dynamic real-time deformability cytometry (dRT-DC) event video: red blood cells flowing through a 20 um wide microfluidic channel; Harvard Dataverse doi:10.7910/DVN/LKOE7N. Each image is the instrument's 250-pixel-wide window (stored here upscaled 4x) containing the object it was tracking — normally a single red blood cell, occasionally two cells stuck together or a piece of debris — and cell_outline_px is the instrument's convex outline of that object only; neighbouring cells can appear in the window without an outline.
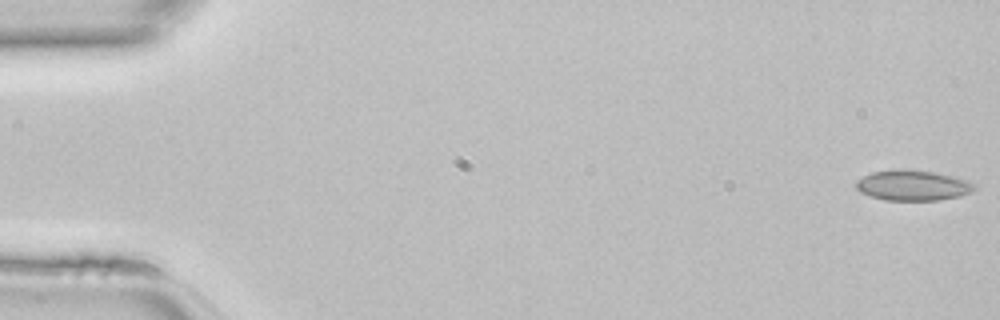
{"species": "common noctule bat (a hibernating species)", "species_latin": "Nyctalus noctula", "temperature_condition": "room temperature", "stored_images_in_passage": 46, "camera_frame_rate_fps": 3000, "um_per_image_px": 0.085, "animal": {"sex": "female", "body_mass_g": 22.7, "forearm_length_mm": 54.2}, "frame": {"image": 1, "passage_image": 1, "time_ms": 0.0, "image_size_px": [1000, 320], "cell_outline_px": [[976, 188], [972, 192], [960, 196], [936, 200], [884, 200], [860, 192], [856, 188], [856, 180], [872, 172], [936, 172], [968, 180]], "centroid_in_image_um": [77.62, 15.8], "position_along_channel_um": 7.4, "area_um2": 20.06}}
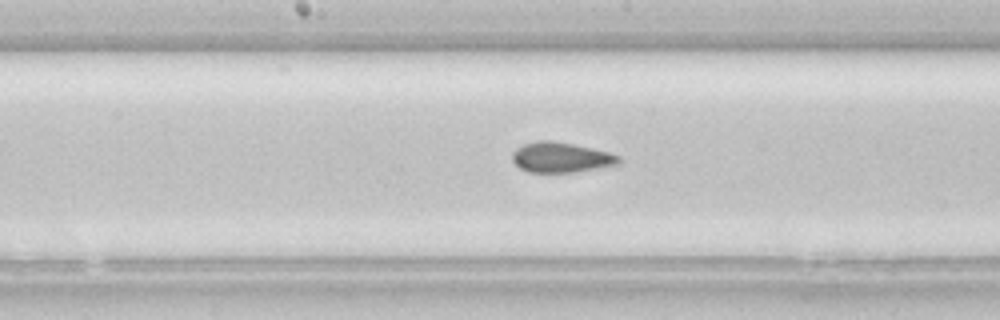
{"frame": {"image": 2, "passage_image": 24, "time_ms": 7.667, "image_size_px": [1000, 320], "cell_outline_px": [[620, 164], [576, 172], [528, 172], [520, 168], [512, 160], [512, 152], [516, 148], [524, 144], [536, 140], [548, 140], [572, 144], [608, 152], [620, 156]], "centroid_in_image_um": [47.66, 13.38], "position_along_channel_um": 200.5, "area_um2": 18.67}}
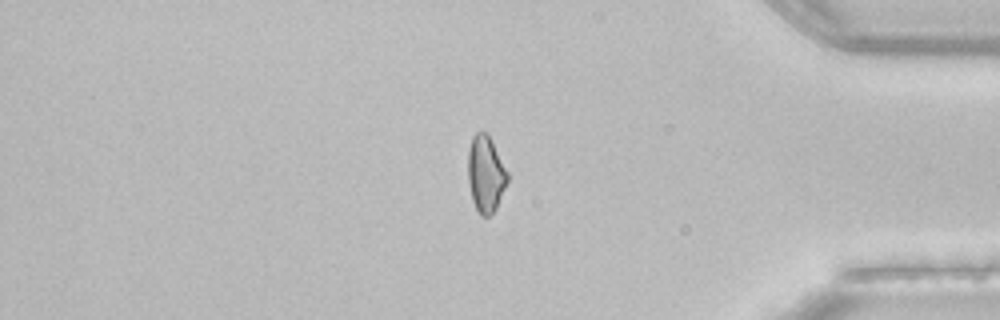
{"frame": {"image": 3, "passage_image": 39, "time_ms": 12.667, "image_size_px": [1000, 320], "cell_outline_px": [[508, 180], [496, 208], [488, 216], [480, 216], [472, 200], [468, 184], [468, 148], [472, 136], [476, 132], [488, 132], [508, 172]], "centroid_in_image_um": [41.27, 14.76], "position_along_channel_um": 393.9, "area_um2": 17.74}}